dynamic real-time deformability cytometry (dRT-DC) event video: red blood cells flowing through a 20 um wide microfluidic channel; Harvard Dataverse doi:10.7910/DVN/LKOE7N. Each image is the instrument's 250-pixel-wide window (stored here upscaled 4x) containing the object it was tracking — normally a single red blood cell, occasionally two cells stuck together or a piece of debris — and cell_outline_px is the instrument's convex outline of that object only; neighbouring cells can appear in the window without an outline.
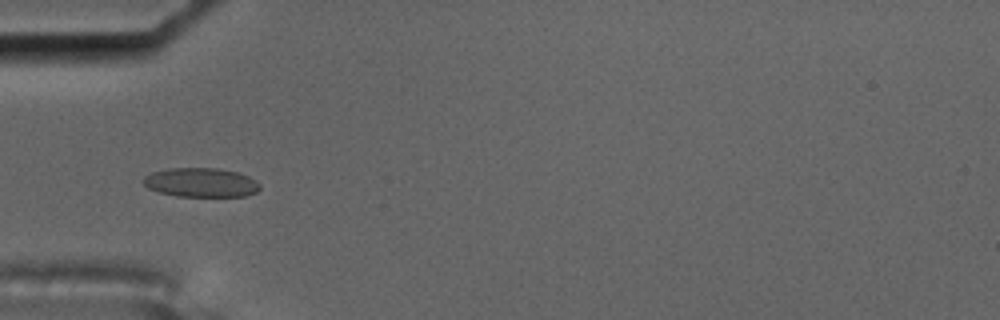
{"species": "common noctule bat (a hibernating species)", "species_latin": "Nyctalus noctula", "temperature_condition": "cold", "stored_images_in_passage": 11, "camera_frame_rate_fps": 3000, "um_per_image_px": 0.085, "animal": {"sex": "male", "body_mass_g": 17.5, "forearm_length_mm": 52.3}, "frame": {"image": 1, "passage_image": 5, "time_ms": 1.333, "image_size_px": [1000, 320], "cell_outline_px": [[260, 188], [256, 192], [244, 196], [176, 196], [160, 192], [148, 188], [144, 184], [144, 176], [152, 172], [168, 168], [216, 168], [240, 172], [256, 180], [260, 184]], "centroid_in_image_um": [17.1, 15.5], "position_along_channel_um": 67.9, "area_um2": 19.83}}